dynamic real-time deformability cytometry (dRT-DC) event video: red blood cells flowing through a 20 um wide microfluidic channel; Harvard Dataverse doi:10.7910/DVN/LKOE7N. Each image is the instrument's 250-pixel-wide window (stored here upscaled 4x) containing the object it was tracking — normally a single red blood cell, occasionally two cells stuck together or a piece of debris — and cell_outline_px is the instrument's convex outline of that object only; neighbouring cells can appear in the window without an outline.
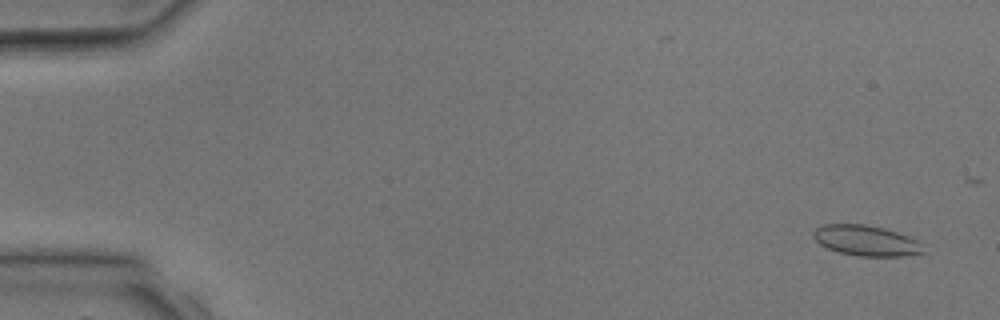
{"species": "common noctule bat (a hibernating species)", "species_latin": "Nyctalus noctula", "temperature_condition": "room temperature", "stored_images_in_passage": 3, "camera_frame_rate_fps": 3000, "um_per_image_px": 0.085, "animal": {"sex": "male", "body_mass_g": 17.9, "forearm_length_mm": 54.2}, "frame": {"image": 1, "passage_image": 1, "time_ms": 0.0, "image_size_px": [1000, 320], "cell_outline_px": [[924, 252], [900, 256], [856, 256], [840, 252], [828, 248], [820, 244], [812, 236], [812, 232], [816, 228], [824, 224], [864, 224], [884, 228], [896, 232], [916, 240]], "centroid_in_image_um": [73.54, 20.44], "position_along_channel_um": 11.5, "area_um2": 19.19}}